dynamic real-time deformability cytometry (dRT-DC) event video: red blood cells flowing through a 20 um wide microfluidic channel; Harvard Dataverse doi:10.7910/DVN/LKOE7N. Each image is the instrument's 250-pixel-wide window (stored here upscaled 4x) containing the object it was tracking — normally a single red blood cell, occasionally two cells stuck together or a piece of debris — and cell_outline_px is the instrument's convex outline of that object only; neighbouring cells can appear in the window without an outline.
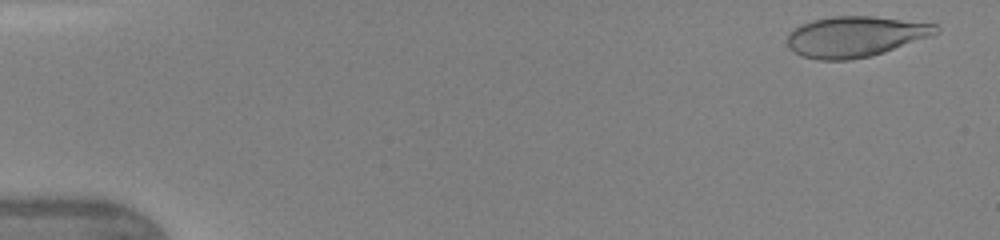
{"species": "human", "species_latin": "Homo sapiens", "temperature_condition": "warm", "stored_images_in_passage": 46, "camera_frame_rate_fps": 3000, "um_per_image_px": 0.085, "donor": {"sex": "female"}, "frame": {"image": 1, "passage_image": 2, "time_ms": 0.333, "image_size_px": [1000, 240], "cell_outline_px": [[940, 32], [932, 36], [884, 52], [852, 60], [816, 60], [800, 56], [788, 48], [788, 32], [800, 24], [812, 20], [832, 16], [872, 16], [936, 24], [940, 28]], "centroid_in_image_um": [72.68, 3.11], "position_along_channel_um": 12.3, "area_um2": 35.43}}
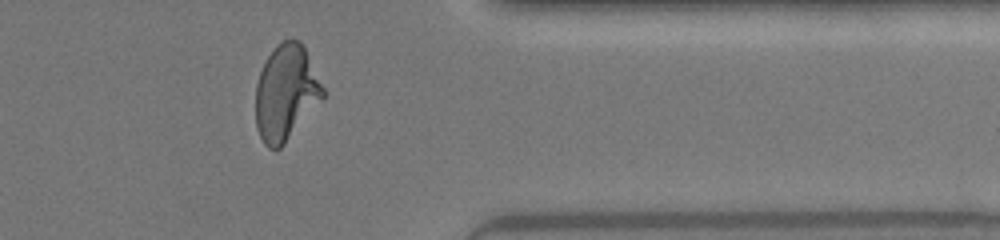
{"frame": {"image": 2, "passage_image": 38, "time_ms": 12.333, "image_size_px": [1000, 240], "cell_outline_px": [[324, 96], [284, 144], [280, 148], [268, 148], [264, 144], [256, 128], [256, 84], [260, 72], [268, 56], [276, 44], [284, 40], [300, 40], [304, 44], [324, 88]], "centroid_in_image_um": [24.3, 7.85], "position_along_channel_um": 387.1, "area_um2": 37.17}}
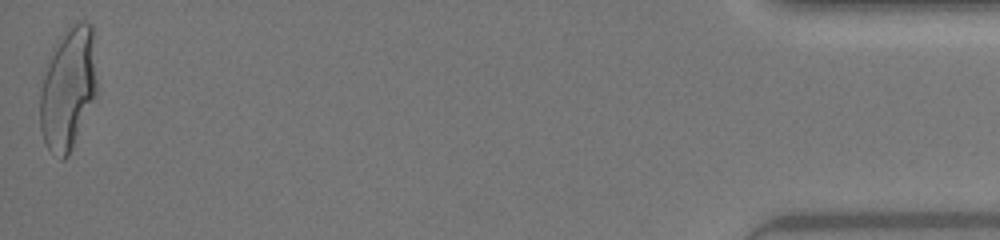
{"frame": {"image": 3, "passage_image": 46, "time_ms": 15.0, "image_size_px": [1000, 240], "cell_outline_px": [[96, 96], [68, 156], [64, 160], [60, 160], [48, 148], [44, 140], [40, 128], [40, 92], [44, 76], [52, 48], [64, 28], [76, 20], [84, 20], [92, 24], [96, 80]], "centroid_in_image_um": [5.78, 7.47], "position_along_channel_um": 429.4, "area_um2": 40.75}, "authors_computed_cell_mechanics": {"area_um2": 37.0209, "velocity_mm_per_s": 4.3581, "shape_relaxation_time_tau1_ms": 4.1755, "shape_relaxation_time_tau2_ms": null, "deformation_change_tau1": 0.2233, "deformation_change_tau2": null}}